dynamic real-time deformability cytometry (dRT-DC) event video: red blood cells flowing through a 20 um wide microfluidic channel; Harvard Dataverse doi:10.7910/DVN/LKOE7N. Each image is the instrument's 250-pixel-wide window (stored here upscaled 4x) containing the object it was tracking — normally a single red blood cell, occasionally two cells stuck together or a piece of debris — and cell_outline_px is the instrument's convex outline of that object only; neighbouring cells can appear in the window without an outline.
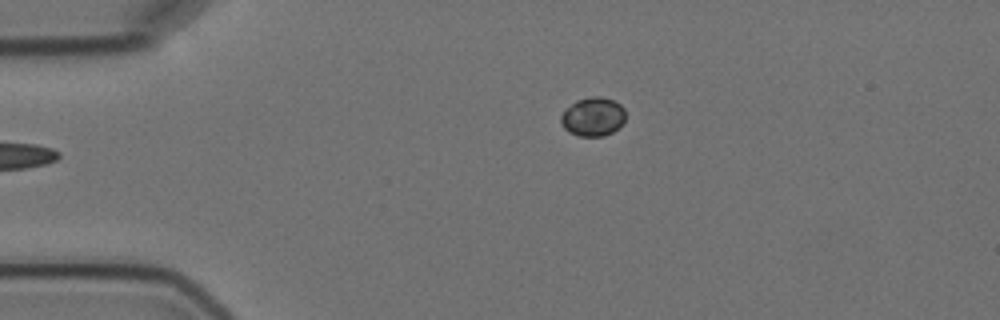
{"species": "Egyptian fruit bat (a non-hibernating species)", "species_latin": "Rousettus aegyptiacus", "temperature_condition": "cold", "stored_images_in_passage": 2, "camera_frame_rate_fps": 3000, "um_per_image_px": 0.085, "animal": {"sex": "female"}, "frame": {"image": 1, "passage_image": 2, "time_ms": 1.0, "image_size_px": [1000, 320], "cell_outline_px": [[624, 120], [612, 132], [604, 136], [580, 136], [568, 132], [564, 128], [560, 120], [560, 116], [564, 108], [576, 100], [592, 96], [600, 96], [612, 100], [620, 104], [624, 108]], "centroid_in_image_um": [50.35, 9.91], "position_along_channel_um": 34.6, "area_um2": 14.62}}